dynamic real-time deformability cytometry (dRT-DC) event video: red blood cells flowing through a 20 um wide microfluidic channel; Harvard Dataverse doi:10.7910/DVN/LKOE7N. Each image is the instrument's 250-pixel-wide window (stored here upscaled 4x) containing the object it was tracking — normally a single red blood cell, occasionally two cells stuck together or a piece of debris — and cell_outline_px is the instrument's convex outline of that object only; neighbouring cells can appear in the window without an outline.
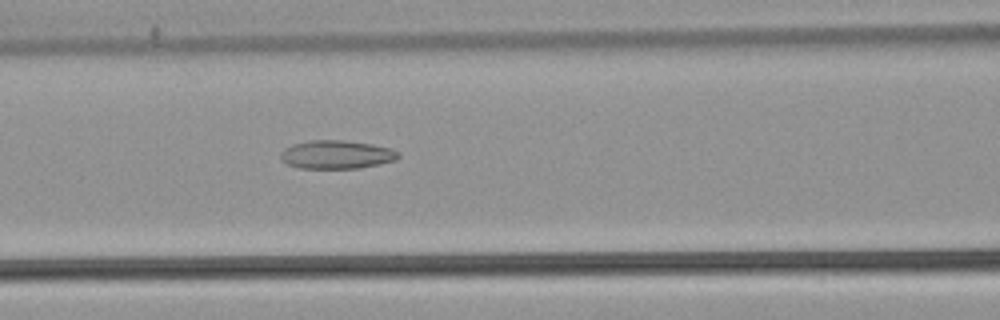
{"species": "common noctule bat (a hibernating species)", "species_latin": "Nyctalus noctula", "temperature_condition": "warm", "stored_images_in_passage": 44, "camera_frame_rate_fps": 3000, "um_per_image_px": 0.085, "animal": {"sex": "male", "body_mass_g": 21.5, "forearm_length_mm": 52.0}, "frame": {"image": 1, "passage_image": 14, "time_ms": 4.333, "image_size_px": [1000, 320], "cell_outline_px": [[400, 156], [396, 160], [360, 168], [300, 168], [288, 164], [280, 160], [280, 152], [284, 148], [292, 144], [308, 140], [344, 140], [372, 144], [392, 148], [400, 152]], "centroid_in_image_um": [28.6, 13.13], "position_along_channel_um": 138.0, "area_um2": 19.71}}
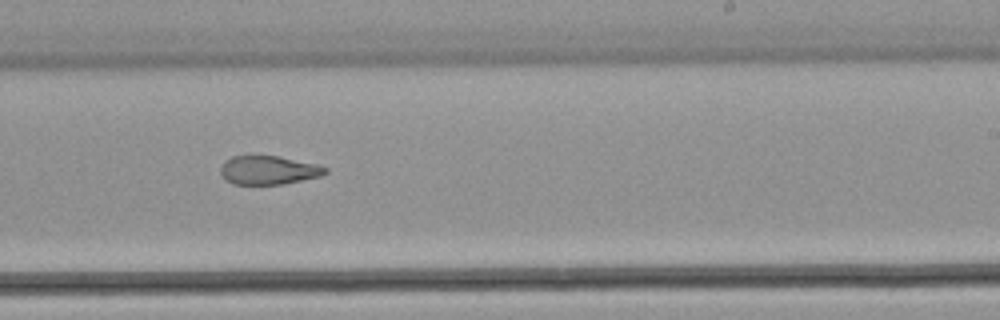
{"frame": {"image": 2, "passage_image": 24, "time_ms": 7.667, "image_size_px": [1000, 320], "cell_outline_px": [[328, 172], [320, 176], [284, 184], [232, 184], [220, 172], [220, 168], [232, 156], [276, 156], [320, 164], [328, 168]], "centroid_in_image_um": [22.89, 14.46], "position_along_channel_um": 266.1, "area_um2": 17.34}}
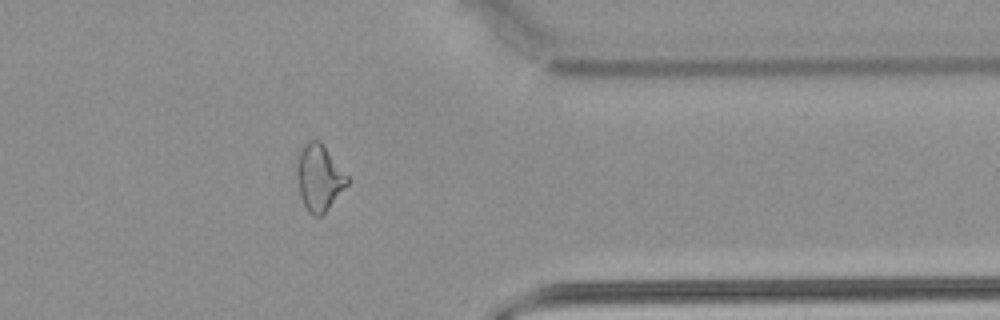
{"frame": {"image": 3, "passage_image": 34, "time_ms": 11.0, "image_size_px": [1000, 320], "cell_outline_px": [[352, 180], [324, 212], [320, 216], [312, 216], [308, 212], [300, 196], [296, 176], [296, 168], [300, 152], [304, 144], [308, 140], [320, 140]], "centroid_in_image_um": [27.14, 15.09], "position_along_channel_um": 384.3, "area_um2": 19.54}, "authors_computed_cell_mechanics": {"area_um2": 19.7387, "velocity_mm_per_s": 3.8649, "shape_relaxation_time_tau1_ms": null, "shape_relaxation_time_tau2_ms": 3.5053, "deformation_change_tau1": null, "deformation_change_tau2": 0.1147}}